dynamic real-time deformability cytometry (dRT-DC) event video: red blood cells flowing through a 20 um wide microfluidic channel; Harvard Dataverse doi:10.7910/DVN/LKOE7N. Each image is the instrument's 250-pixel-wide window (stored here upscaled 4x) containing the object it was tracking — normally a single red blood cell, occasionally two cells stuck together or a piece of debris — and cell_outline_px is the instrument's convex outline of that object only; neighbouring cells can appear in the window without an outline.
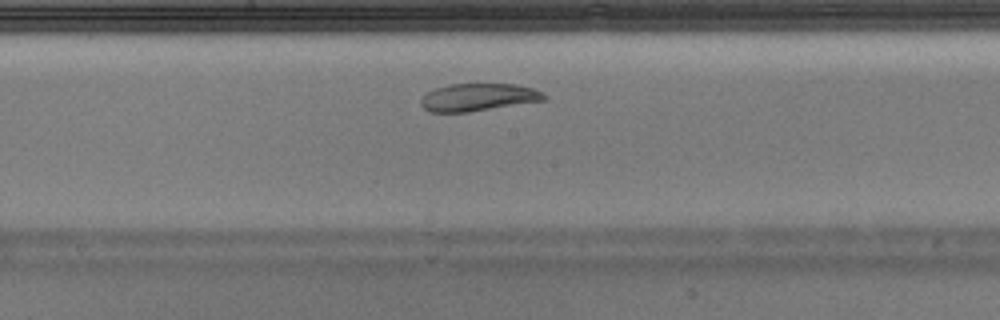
{"species": "Egyptian fruit bat (a non-hibernating species)", "species_latin": "Rousettus aegyptiacus", "temperature_condition": "warm", "stored_images_in_passage": 25, "segment_of_instrument_passage": [1, 2], "camera_frame_rate_fps": 3000, "um_per_image_px": 0.085, "animal": {"sex": "male"}, "frame": {"image": 1, "passage_image": 11, "time_ms": 3.333, "image_size_px": [1000, 320], "cell_outline_px": [[548, 96], [544, 100], [468, 112], [428, 112], [420, 104], [420, 100], [428, 92], [436, 88], [448, 84], [516, 84], [532, 88], [544, 92]], "centroid_in_image_um": [40.65, 8.26], "position_along_channel_um": 207.6, "area_um2": 19.71}}